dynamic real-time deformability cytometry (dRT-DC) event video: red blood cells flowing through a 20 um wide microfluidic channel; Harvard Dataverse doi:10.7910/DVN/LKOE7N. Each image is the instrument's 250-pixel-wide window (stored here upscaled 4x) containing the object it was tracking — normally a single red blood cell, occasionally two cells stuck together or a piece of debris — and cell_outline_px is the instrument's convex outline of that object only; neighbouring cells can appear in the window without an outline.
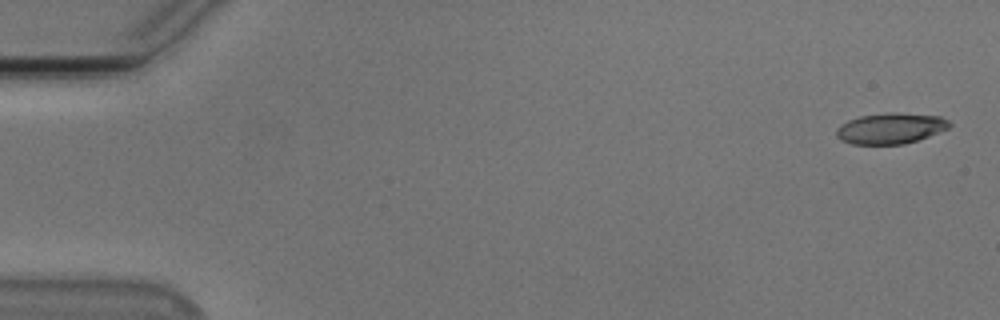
{"species": "Egyptian fruit bat (a non-hibernating species)", "species_latin": "Rousettus aegyptiacus", "temperature_condition": "cold", "stored_images_in_passage": 10, "camera_frame_rate_fps": 3000, "um_per_image_px": 0.085, "animal": {"sex": "male"}, "frame": {"image": 1, "passage_image": 1, "time_ms": 0.0, "image_size_px": [1000, 320], "cell_outline_px": [[952, 124], [948, 128], [928, 136], [904, 144], [852, 144], [840, 140], [836, 136], [836, 128], [840, 124], [848, 120], [860, 116], [892, 112], [896, 112], [940, 116], [948, 120]], "centroid_in_image_um": [75.67, 10.9], "position_along_channel_um": 9.3, "area_um2": 20.29}}